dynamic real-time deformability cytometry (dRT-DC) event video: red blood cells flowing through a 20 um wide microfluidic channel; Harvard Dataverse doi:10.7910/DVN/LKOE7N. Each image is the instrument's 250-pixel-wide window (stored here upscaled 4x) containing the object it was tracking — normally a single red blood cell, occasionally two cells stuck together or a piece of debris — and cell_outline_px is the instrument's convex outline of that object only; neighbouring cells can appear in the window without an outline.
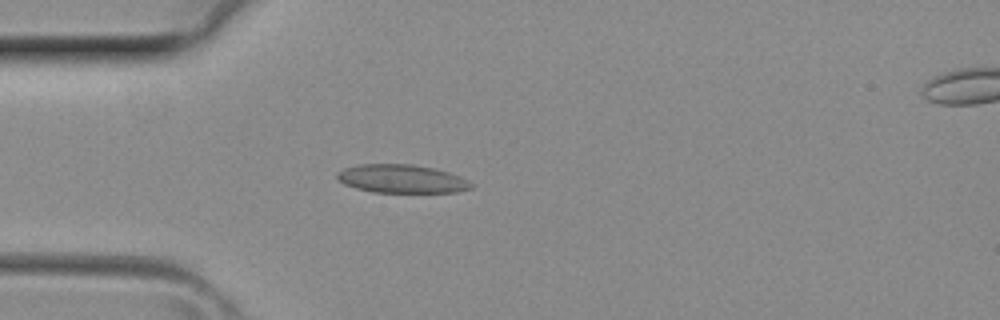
{"species": "common noctule bat (a hibernating species)", "species_latin": "Nyctalus noctula", "temperature_condition": "room temperature", "stored_images_in_passage": 4, "camera_frame_rate_fps": 3000, "um_per_image_px": 0.085, "animal": {"sex": "female", "body_mass_g": 29.2, "forearm_length_mm": 56.3}, "frame": {"image": 1, "passage_image": 3, "time_ms": 0.667, "image_size_px": [1000, 320], "cell_outline_px": [[472, 188], [456, 192], [372, 192], [356, 188], [344, 184], [336, 180], [336, 172], [344, 168], [360, 164], [412, 164], [432, 168], [448, 172], [460, 176], [468, 180], [472, 184]], "centroid_in_image_um": [34.1, 15.2], "position_along_channel_um": 50.9, "area_um2": 22.2}}